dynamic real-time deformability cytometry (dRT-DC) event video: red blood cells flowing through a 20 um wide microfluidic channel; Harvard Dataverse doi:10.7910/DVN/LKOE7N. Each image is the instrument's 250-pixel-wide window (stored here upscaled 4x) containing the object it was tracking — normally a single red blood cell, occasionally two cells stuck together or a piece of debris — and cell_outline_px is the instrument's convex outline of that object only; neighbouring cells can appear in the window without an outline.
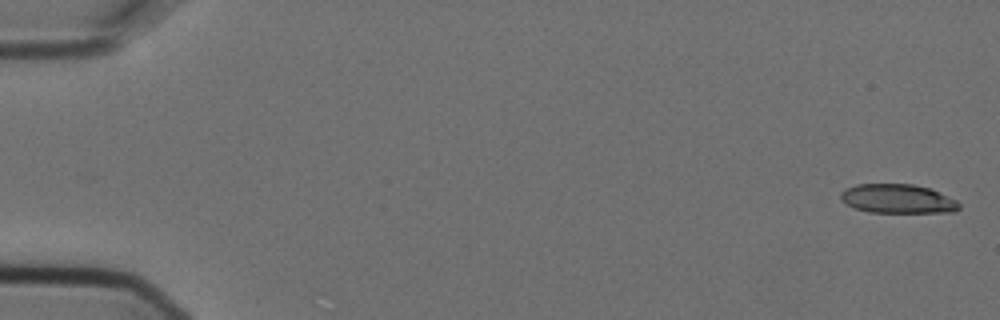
{"species": "Egyptian fruit bat (a non-hibernating species)", "species_latin": "Rousettus aegyptiacus", "temperature_condition": "cold", "stored_images_in_passage": 7, "camera_frame_rate_fps": 3000, "um_per_image_px": 0.085, "animal": {"sex": "female"}, "frame": {"image": 1, "passage_image": 1, "time_ms": 0.0, "image_size_px": [1000, 320], "cell_outline_px": [[960, 208], [956, 212], [868, 212], [856, 208], [840, 200], [840, 192], [844, 188], [856, 184], [912, 184], [928, 188], [956, 200], [960, 204]], "centroid_in_image_um": [76.27, 16.89], "position_along_channel_um": 8.7, "area_um2": 20.0}}
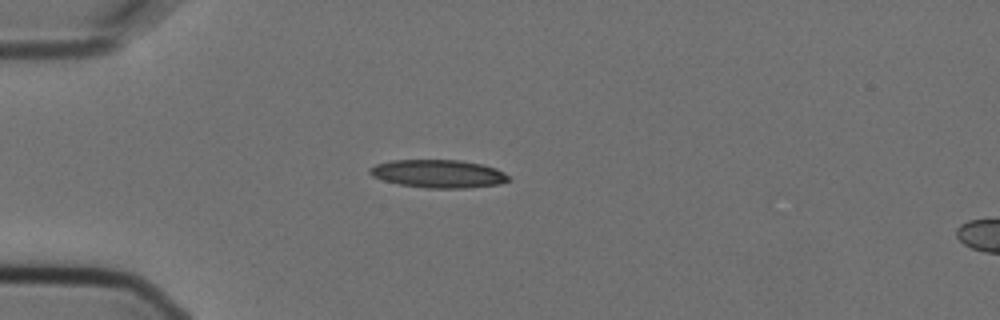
{"frame": {"image": 2, "passage_image": 5, "time_ms": 1.333, "image_size_px": [1000, 320], "cell_outline_px": [[512, 180], [500, 184], [464, 188], [424, 188], [400, 184], [384, 180], [372, 176], [368, 172], [368, 168], [376, 164], [392, 160], [460, 160], [484, 164], [496, 168], [504, 172]], "centroid_in_image_um": [37.28, 14.76], "position_along_channel_um": 47.7, "area_um2": 22.83}}